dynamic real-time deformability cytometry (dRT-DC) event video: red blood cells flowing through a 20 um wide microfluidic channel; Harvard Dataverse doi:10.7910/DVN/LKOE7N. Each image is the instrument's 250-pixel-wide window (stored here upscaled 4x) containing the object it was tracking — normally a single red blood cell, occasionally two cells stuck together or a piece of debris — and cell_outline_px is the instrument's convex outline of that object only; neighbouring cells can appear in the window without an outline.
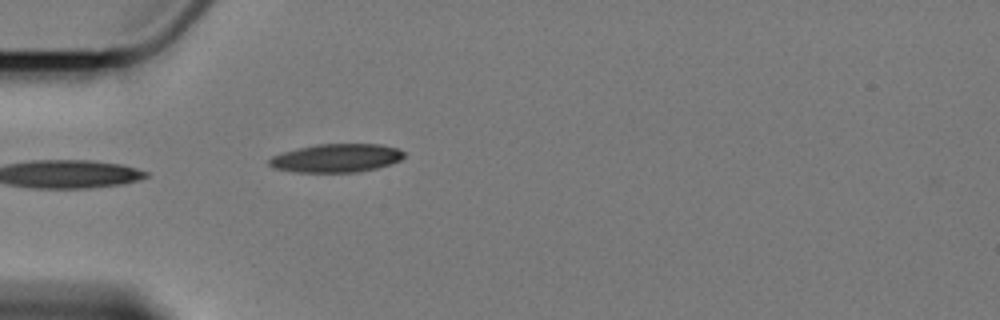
{"species": "Egyptian fruit bat (a non-hibernating species)", "species_latin": "Rousettus aegyptiacus", "temperature_condition": "cold", "stored_images_in_passage": 5, "camera_frame_rate_fps": 3000, "um_per_image_px": 0.085, "animal": {"sex": "female"}, "frame": {"image": 1, "passage_image": 5, "time_ms": 4.667, "image_size_px": [1000, 320], "cell_outline_px": [[404, 156], [400, 160], [376, 168], [360, 172], [292, 172], [272, 168], [268, 164], [268, 160], [272, 156], [284, 152], [316, 144], [380, 144], [396, 148], [404, 152]], "centroid_in_image_um": [28.56, 13.44], "position_along_channel_um": 56.4, "area_um2": 22.25}}